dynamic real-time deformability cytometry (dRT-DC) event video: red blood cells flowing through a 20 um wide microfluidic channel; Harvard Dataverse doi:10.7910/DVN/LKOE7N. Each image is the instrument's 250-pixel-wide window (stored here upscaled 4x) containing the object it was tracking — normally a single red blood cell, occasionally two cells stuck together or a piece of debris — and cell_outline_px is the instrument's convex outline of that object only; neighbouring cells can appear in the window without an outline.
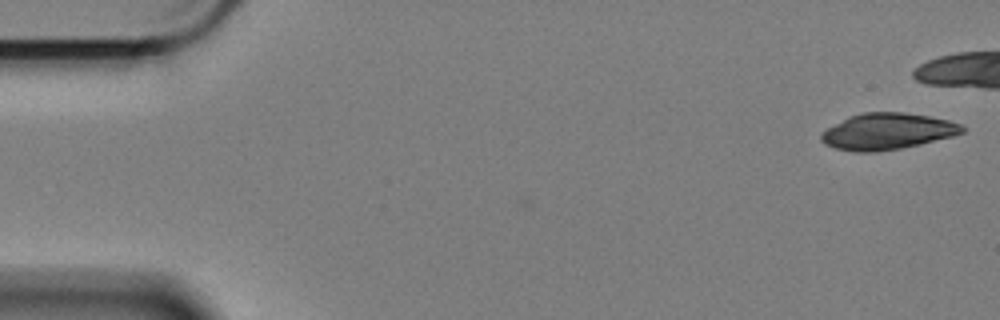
{"species": "Egyptian fruit bat (a non-hibernating species)", "species_latin": "Rousettus aegyptiacus", "temperature_condition": "cold", "stored_images_in_passage": 13, "camera_frame_rate_fps": 3000, "um_per_image_px": 0.085, "animal": {"sex": "female"}, "frame": {"image": 1, "passage_image": 1, "time_ms": 0.0, "image_size_px": [1000, 320], "cell_outline_px": [[964, 132], [952, 136], [920, 144], [900, 148], [876, 152], [852, 152], [836, 148], [824, 144], [820, 140], [820, 136], [828, 128], [852, 116], [864, 112], [904, 112], [928, 116], [948, 120], [960, 124], [964, 128]], "centroid_in_image_um": [75.43, 11.18], "position_along_channel_um": 9.6, "area_um2": 29.48}}